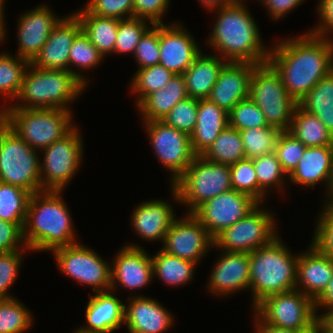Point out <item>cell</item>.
Masks as SVG:
<instances>
[{
  "instance_id": "1",
  "label": "cell",
  "mask_w": 333,
  "mask_h": 333,
  "mask_svg": "<svg viewBox=\"0 0 333 333\" xmlns=\"http://www.w3.org/2000/svg\"><path fill=\"white\" fill-rule=\"evenodd\" d=\"M268 62L280 74L287 93L299 102L333 71V40L310 31L282 38L270 47Z\"/></svg>"
},
{
  "instance_id": "2",
  "label": "cell",
  "mask_w": 333,
  "mask_h": 333,
  "mask_svg": "<svg viewBox=\"0 0 333 333\" xmlns=\"http://www.w3.org/2000/svg\"><path fill=\"white\" fill-rule=\"evenodd\" d=\"M244 3L214 9L217 18L207 45L227 62L267 63L270 49L264 45L259 26Z\"/></svg>"
},
{
  "instance_id": "3",
  "label": "cell",
  "mask_w": 333,
  "mask_h": 333,
  "mask_svg": "<svg viewBox=\"0 0 333 333\" xmlns=\"http://www.w3.org/2000/svg\"><path fill=\"white\" fill-rule=\"evenodd\" d=\"M62 192L43 190L31 194L23 228L24 242L31 252H52L79 242Z\"/></svg>"
},
{
  "instance_id": "4",
  "label": "cell",
  "mask_w": 333,
  "mask_h": 333,
  "mask_svg": "<svg viewBox=\"0 0 333 333\" xmlns=\"http://www.w3.org/2000/svg\"><path fill=\"white\" fill-rule=\"evenodd\" d=\"M253 308L266 297L295 290L298 255L280 237L249 253Z\"/></svg>"
},
{
  "instance_id": "5",
  "label": "cell",
  "mask_w": 333,
  "mask_h": 333,
  "mask_svg": "<svg viewBox=\"0 0 333 333\" xmlns=\"http://www.w3.org/2000/svg\"><path fill=\"white\" fill-rule=\"evenodd\" d=\"M85 88L68 70L42 69L30 63L25 71L20 93L15 99L20 102H11L10 105L13 108L72 111L70 104L80 97Z\"/></svg>"
},
{
  "instance_id": "6",
  "label": "cell",
  "mask_w": 333,
  "mask_h": 333,
  "mask_svg": "<svg viewBox=\"0 0 333 333\" xmlns=\"http://www.w3.org/2000/svg\"><path fill=\"white\" fill-rule=\"evenodd\" d=\"M3 107V108H2ZM0 107V117L22 140L37 151L63 139L76 125L72 111L64 109Z\"/></svg>"
},
{
  "instance_id": "7",
  "label": "cell",
  "mask_w": 333,
  "mask_h": 333,
  "mask_svg": "<svg viewBox=\"0 0 333 333\" xmlns=\"http://www.w3.org/2000/svg\"><path fill=\"white\" fill-rule=\"evenodd\" d=\"M176 203L188 213L217 195L232 190L229 165L214 163L196 155L187 170L170 187Z\"/></svg>"
},
{
  "instance_id": "8",
  "label": "cell",
  "mask_w": 333,
  "mask_h": 333,
  "mask_svg": "<svg viewBox=\"0 0 333 333\" xmlns=\"http://www.w3.org/2000/svg\"><path fill=\"white\" fill-rule=\"evenodd\" d=\"M0 117V181L41 191L40 155Z\"/></svg>"
},
{
  "instance_id": "9",
  "label": "cell",
  "mask_w": 333,
  "mask_h": 333,
  "mask_svg": "<svg viewBox=\"0 0 333 333\" xmlns=\"http://www.w3.org/2000/svg\"><path fill=\"white\" fill-rule=\"evenodd\" d=\"M249 98L264 114L268 126L288 131L298 103L287 93L280 74L269 63L257 65L250 79Z\"/></svg>"
},
{
  "instance_id": "10",
  "label": "cell",
  "mask_w": 333,
  "mask_h": 333,
  "mask_svg": "<svg viewBox=\"0 0 333 333\" xmlns=\"http://www.w3.org/2000/svg\"><path fill=\"white\" fill-rule=\"evenodd\" d=\"M254 325H273L305 332L313 328L318 317L315 302L299 290L273 294L254 308Z\"/></svg>"
},
{
  "instance_id": "11",
  "label": "cell",
  "mask_w": 333,
  "mask_h": 333,
  "mask_svg": "<svg viewBox=\"0 0 333 333\" xmlns=\"http://www.w3.org/2000/svg\"><path fill=\"white\" fill-rule=\"evenodd\" d=\"M83 140L77 126L63 139L42 150L40 159L41 191H63L83 162Z\"/></svg>"
},
{
  "instance_id": "12",
  "label": "cell",
  "mask_w": 333,
  "mask_h": 333,
  "mask_svg": "<svg viewBox=\"0 0 333 333\" xmlns=\"http://www.w3.org/2000/svg\"><path fill=\"white\" fill-rule=\"evenodd\" d=\"M260 206L263 204L259 203L243 219L219 233L213 247L220 251L250 253L269 245L279 231L273 212Z\"/></svg>"
},
{
  "instance_id": "13",
  "label": "cell",
  "mask_w": 333,
  "mask_h": 333,
  "mask_svg": "<svg viewBox=\"0 0 333 333\" xmlns=\"http://www.w3.org/2000/svg\"><path fill=\"white\" fill-rule=\"evenodd\" d=\"M51 253L62 274L91 286L93 293L111 290V263L93 249L76 243L54 249Z\"/></svg>"
},
{
  "instance_id": "14",
  "label": "cell",
  "mask_w": 333,
  "mask_h": 333,
  "mask_svg": "<svg viewBox=\"0 0 333 333\" xmlns=\"http://www.w3.org/2000/svg\"><path fill=\"white\" fill-rule=\"evenodd\" d=\"M158 161L171 173V185L187 170L196 156L190 135L168 126L161 120L143 122Z\"/></svg>"
},
{
  "instance_id": "15",
  "label": "cell",
  "mask_w": 333,
  "mask_h": 333,
  "mask_svg": "<svg viewBox=\"0 0 333 333\" xmlns=\"http://www.w3.org/2000/svg\"><path fill=\"white\" fill-rule=\"evenodd\" d=\"M258 204L250 195L232 189L211 198L192 214L214 239L225 228L243 219Z\"/></svg>"
},
{
  "instance_id": "16",
  "label": "cell",
  "mask_w": 333,
  "mask_h": 333,
  "mask_svg": "<svg viewBox=\"0 0 333 333\" xmlns=\"http://www.w3.org/2000/svg\"><path fill=\"white\" fill-rule=\"evenodd\" d=\"M214 239L192 213L175 218L165 235L162 250L198 264L212 249ZM205 254V255H204Z\"/></svg>"
},
{
  "instance_id": "17",
  "label": "cell",
  "mask_w": 333,
  "mask_h": 333,
  "mask_svg": "<svg viewBox=\"0 0 333 333\" xmlns=\"http://www.w3.org/2000/svg\"><path fill=\"white\" fill-rule=\"evenodd\" d=\"M111 263L113 292L118 286L131 291L143 289L152 283L153 278L155 279L152 258L140 245L127 243L122 246Z\"/></svg>"
},
{
  "instance_id": "18",
  "label": "cell",
  "mask_w": 333,
  "mask_h": 333,
  "mask_svg": "<svg viewBox=\"0 0 333 333\" xmlns=\"http://www.w3.org/2000/svg\"><path fill=\"white\" fill-rule=\"evenodd\" d=\"M181 23L159 24V64L182 75L201 53L192 34Z\"/></svg>"
},
{
  "instance_id": "19",
  "label": "cell",
  "mask_w": 333,
  "mask_h": 333,
  "mask_svg": "<svg viewBox=\"0 0 333 333\" xmlns=\"http://www.w3.org/2000/svg\"><path fill=\"white\" fill-rule=\"evenodd\" d=\"M18 18V52L15 55L31 63L40 53L53 28L63 17H57L55 11L53 12L48 5L39 4L32 10L25 11Z\"/></svg>"
},
{
  "instance_id": "20",
  "label": "cell",
  "mask_w": 333,
  "mask_h": 333,
  "mask_svg": "<svg viewBox=\"0 0 333 333\" xmlns=\"http://www.w3.org/2000/svg\"><path fill=\"white\" fill-rule=\"evenodd\" d=\"M211 270L208 290L215 296H228L250 285L249 253L221 251Z\"/></svg>"
},
{
  "instance_id": "21",
  "label": "cell",
  "mask_w": 333,
  "mask_h": 333,
  "mask_svg": "<svg viewBox=\"0 0 333 333\" xmlns=\"http://www.w3.org/2000/svg\"><path fill=\"white\" fill-rule=\"evenodd\" d=\"M82 31L76 15H66L53 28L40 53L31 62L37 68L68 70L69 52L75 37Z\"/></svg>"
},
{
  "instance_id": "22",
  "label": "cell",
  "mask_w": 333,
  "mask_h": 333,
  "mask_svg": "<svg viewBox=\"0 0 333 333\" xmlns=\"http://www.w3.org/2000/svg\"><path fill=\"white\" fill-rule=\"evenodd\" d=\"M257 64L227 62L219 72L209 100L229 113L249 97L250 79Z\"/></svg>"
},
{
  "instance_id": "23",
  "label": "cell",
  "mask_w": 333,
  "mask_h": 333,
  "mask_svg": "<svg viewBox=\"0 0 333 333\" xmlns=\"http://www.w3.org/2000/svg\"><path fill=\"white\" fill-rule=\"evenodd\" d=\"M127 299L124 324L129 333H164L175 322L172 313L151 297L135 295Z\"/></svg>"
},
{
  "instance_id": "24",
  "label": "cell",
  "mask_w": 333,
  "mask_h": 333,
  "mask_svg": "<svg viewBox=\"0 0 333 333\" xmlns=\"http://www.w3.org/2000/svg\"><path fill=\"white\" fill-rule=\"evenodd\" d=\"M307 249L298 254L295 289L315 302L333 277V259L322 254L313 244Z\"/></svg>"
},
{
  "instance_id": "25",
  "label": "cell",
  "mask_w": 333,
  "mask_h": 333,
  "mask_svg": "<svg viewBox=\"0 0 333 333\" xmlns=\"http://www.w3.org/2000/svg\"><path fill=\"white\" fill-rule=\"evenodd\" d=\"M172 205L162 199L139 203L130 217L133 231L145 241L163 243L166 233L177 217Z\"/></svg>"
},
{
  "instance_id": "26",
  "label": "cell",
  "mask_w": 333,
  "mask_h": 333,
  "mask_svg": "<svg viewBox=\"0 0 333 333\" xmlns=\"http://www.w3.org/2000/svg\"><path fill=\"white\" fill-rule=\"evenodd\" d=\"M124 312V302L113 291L95 292L86 306V325L78 329L85 333H112L124 324Z\"/></svg>"
},
{
  "instance_id": "27",
  "label": "cell",
  "mask_w": 333,
  "mask_h": 333,
  "mask_svg": "<svg viewBox=\"0 0 333 333\" xmlns=\"http://www.w3.org/2000/svg\"><path fill=\"white\" fill-rule=\"evenodd\" d=\"M333 176V146L306 147L288 181L305 187L325 183L328 192Z\"/></svg>"
},
{
  "instance_id": "28",
  "label": "cell",
  "mask_w": 333,
  "mask_h": 333,
  "mask_svg": "<svg viewBox=\"0 0 333 333\" xmlns=\"http://www.w3.org/2000/svg\"><path fill=\"white\" fill-rule=\"evenodd\" d=\"M228 113L209 99H199L197 123L190 135L191 147L195 155H203L229 125Z\"/></svg>"
},
{
  "instance_id": "29",
  "label": "cell",
  "mask_w": 333,
  "mask_h": 333,
  "mask_svg": "<svg viewBox=\"0 0 333 333\" xmlns=\"http://www.w3.org/2000/svg\"><path fill=\"white\" fill-rule=\"evenodd\" d=\"M226 63L227 61L216 53L209 55L201 52L182 74L188 97L208 99L219 72Z\"/></svg>"
},
{
  "instance_id": "30",
  "label": "cell",
  "mask_w": 333,
  "mask_h": 333,
  "mask_svg": "<svg viewBox=\"0 0 333 333\" xmlns=\"http://www.w3.org/2000/svg\"><path fill=\"white\" fill-rule=\"evenodd\" d=\"M187 97L183 75L174 74L163 88L144 97L136 106L143 122L162 120L175 104Z\"/></svg>"
},
{
  "instance_id": "31",
  "label": "cell",
  "mask_w": 333,
  "mask_h": 333,
  "mask_svg": "<svg viewBox=\"0 0 333 333\" xmlns=\"http://www.w3.org/2000/svg\"><path fill=\"white\" fill-rule=\"evenodd\" d=\"M76 16L83 32L103 57L114 54L119 19L99 17L87 11L77 13Z\"/></svg>"
},
{
  "instance_id": "32",
  "label": "cell",
  "mask_w": 333,
  "mask_h": 333,
  "mask_svg": "<svg viewBox=\"0 0 333 333\" xmlns=\"http://www.w3.org/2000/svg\"><path fill=\"white\" fill-rule=\"evenodd\" d=\"M297 103L302 110L315 115L333 135V71Z\"/></svg>"
},
{
  "instance_id": "33",
  "label": "cell",
  "mask_w": 333,
  "mask_h": 333,
  "mask_svg": "<svg viewBox=\"0 0 333 333\" xmlns=\"http://www.w3.org/2000/svg\"><path fill=\"white\" fill-rule=\"evenodd\" d=\"M153 276L169 286H183L193 280L197 264L170 255L161 248L151 255Z\"/></svg>"
},
{
  "instance_id": "34",
  "label": "cell",
  "mask_w": 333,
  "mask_h": 333,
  "mask_svg": "<svg viewBox=\"0 0 333 333\" xmlns=\"http://www.w3.org/2000/svg\"><path fill=\"white\" fill-rule=\"evenodd\" d=\"M306 147L333 146V135L313 114L296 106L288 130Z\"/></svg>"
},
{
  "instance_id": "35",
  "label": "cell",
  "mask_w": 333,
  "mask_h": 333,
  "mask_svg": "<svg viewBox=\"0 0 333 333\" xmlns=\"http://www.w3.org/2000/svg\"><path fill=\"white\" fill-rule=\"evenodd\" d=\"M202 156L211 162L229 166L244 159L240 132L228 125Z\"/></svg>"
},
{
  "instance_id": "36",
  "label": "cell",
  "mask_w": 333,
  "mask_h": 333,
  "mask_svg": "<svg viewBox=\"0 0 333 333\" xmlns=\"http://www.w3.org/2000/svg\"><path fill=\"white\" fill-rule=\"evenodd\" d=\"M103 59V55L90 42L89 37L82 30L75 37V40L70 48L69 72L76 76L77 79L80 80V82H82L86 87H88V82L90 81L86 78L87 76L84 77V75L81 74L82 71L95 69L93 67L100 65Z\"/></svg>"
},
{
  "instance_id": "37",
  "label": "cell",
  "mask_w": 333,
  "mask_h": 333,
  "mask_svg": "<svg viewBox=\"0 0 333 333\" xmlns=\"http://www.w3.org/2000/svg\"><path fill=\"white\" fill-rule=\"evenodd\" d=\"M30 62L20 58L17 55L13 56L10 53H0V95L6 101H14L20 93L22 81L26 69Z\"/></svg>"
},
{
  "instance_id": "38",
  "label": "cell",
  "mask_w": 333,
  "mask_h": 333,
  "mask_svg": "<svg viewBox=\"0 0 333 333\" xmlns=\"http://www.w3.org/2000/svg\"><path fill=\"white\" fill-rule=\"evenodd\" d=\"M30 196L24 188L0 181V219L25 223Z\"/></svg>"
},
{
  "instance_id": "39",
  "label": "cell",
  "mask_w": 333,
  "mask_h": 333,
  "mask_svg": "<svg viewBox=\"0 0 333 333\" xmlns=\"http://www.w3.org/2000/svg\"><path fill=\"white\" fill-rule=\"evenodd\" d=\"M174 74L161 64L137 69L130 82V93L136 94L137 105L150 93L163 88Z\"/></svg>"
},
{
  "instance_id": "40",
  "label": "cell",
  "mask_w": 333,
  "mask_h": 333,
  "mask_svg": "<svg viewBox=\"0 0 333 333\" xmlns=\"http://www.w3.org/2000/svg\"><path fill=\"white\" fill-rule=\"evenodd\" d=\"M245 151V158H256L275 151L280 133L272 126L248 128L239 131Z\"/></svg>"
},
{
  "instance_id": "41",
  "label": "cell",
  "mask_w": 333,
  "mask_h": 333,
  "mask_svg": "<svg viewBox=\"0 0 333 333\" xmlns=\"http://www.w3.org/2000/svg\"><path fill=\"white\" fill-rule=\"evenodd\" d=\"M33 316L17 298L0 300V333H24L32 328Z\"/></svg>"
},
{
  "instance_id": "42",
  "label": "cell",
  "mask_w": 333,
  "mask_h": 333,
  "mask_svg": "<svg viewBox=\"0 0 333 333\" xmlns=\"http://www.w3.org/2000/svg\"><path fill=\"white\" fill-rule=\"evenodd\" d=\"M231 185L235 191L250 195L258 203L264 204L266 194L259 188L253 160L244 158L229 166Z\"/></svg>"
},
{
  "instance_id": "43",
  "label": "cell",
  "mask_w": 333,
  "mask_h": 333,
  "mask_svg": "<svg viewBox=\"0 0 333 333\" xmlns=\"http://www.w3.org/2000/svg\"><path fill=\"white\" fill-rule=\"evenodd\" d=\"M252 160L257 173L259 188L266 195L269 190H272L271 188H275V191L281 193V190L285 187V180H288V176L283 171L275 152L253 158Z\"/></svg>"
},
{
  "instance_id": "44",
  "label": "cell",
  "mask_w": 333,
  "mask_h": 333,
  "mask_svg": "<svg viewBox=\"0 0 333 333\" xmlns=\"http://www.w3.org/2000/svg\"><path fill=\"white\" fill-rule=\"evenodd\" d=\"M152 25L150 21L136 17L119 20L114 53L134 55L141 37Z\"/></svg>"
},
{
  "instance_id": "45",
  "label": "cell",
  "mask_w": 333,
  "mask_h": 333,
  "mask_svg": "<svg viewBox=\"0 0 333 333\" xmlns=\"http://www.w3.org/2000/svg\"><path fill=\"white\" fill-rule=\"evenodd\" d=\"M197 109L198 99L187 97L175 104L161 121L168 126L191 135L197 123Z\"/></svg>"
},
{
  "instance_id": "46",
  "label": "cell",
  "mask_w": 333,
  "mask_h": 333,
  "mask_svg": "<svg viewBox=\"0 0 333 333\" xmlns=\"http://www.w3.org/2000/svg\"><path fill=\"white\" fill-rule=\"evenodd\" d=\"M228 115L229 126L238 131L268 126L264 114L249 97L238 102Z\"/></svg>"
},
{
  "instance_id": "47",
  "label": "cell",
  "mask_w": 333,
  "mask_h": 333,
  "mask_svg": "<svg viewBox=\"0 0 333 333\" xmlns=\"http://www.w3.org/2000/svg\"><path fill=\"white\" fill-rule=\"evenodd\" d=\"M305 149L306 146L289 131L280 133L274 152L287 176L297 167Z\"/></svg>"
},
{
  "instance_id": "48",
  "label": "cell",
  "mask_w": 333,
  "mask_h": 333,
  "mask_svg": "<svg viewBox=\"0 0 333 333\" xmlns=\"http://www.w3.org/2000/svg\"><path fill=\"white\" fill-rule=\"evenodd\" d=\"M317 216L314 237L310 244L333 259V206L324 205Z\"/></svg>"
},
{
  "instance_id": "49",
  "label": "cell",
  "mask_w": 333,
  "mask_h": 333,
  "mask_svg": "<svg viewBox=\"0 0 333 333\" xmlns=\"http://www.w3.org/2000/svg\"><path fill=\"white\" fill-rule=\"evenodd\" d=\"M26 250H15L0 253V300L13 299L8 290L18 277V272L24 261L23 253Z\"/></svg>"
},
{
  "instance_id": "50",
  "label": "cell",
  "mask_w": 333,
  "mask_h": 333,
  "mask_svg": "<svg viewBox=\"0 0 333 333\" xmlns=\"http://www.w3.org/2000/svg\"><path fill=\"white\" fill-rule=\"evenodd\" d=\"M133 57L136 59L138 69L159 64V24L152 25L141 37Z\"/></svg>"
},
{
  "instance_id": "51",
  "label": "cell",
  "mask_w": 333,
  "mask_h": 333,
  "mask_svg": "<svg viewBox=\"0 0 333 333\" xmlns=\"http://www.w3.org/2000/svg\"><path fill=\"white\" fill-rule=\"evenodd\" d=\"M134 0H96L86 11L99 17L127 19L133 17Z\"/></svg>"
},
{
  "instance_id": "52",
  "label": "cell",
  "mask_w": 333,
  "mask_h": 333,
  "mask_svg": "<svg viewBox=\"0 0 333 333\" xmlns=\"http://www.w3.org/2000/svg\"><path fill=\"white\" fill-rule=\"evenodd\" d=\"M25 223H12L0 219V253L28 250L23 238Z\"/></svg>"
},
{
  "instance_id": "53",
  "label": "cell",
  "mask_w": 333,
  "mask_h": 333,
  "mask_svg": "<svg viewBox=\"0 0 333 333\" xmlns=\"http://www.w3.org/2000/svg\"><path fill=\"white\" fill-rule=\"evenodd\" d=\"M171 0H134L133 17L150 21L153 25L163 24Z\"/></svg>"
},
{
  "instance_id": "54",
  "label": "cell",
  "mask_w": 333,
  "mask_h": 333,
  "mask_svg": "<svg viewBox=\"0 0 333 333\" xmlns=\"http://www.w3.org/2000/svg\"><path fill=\"white\" fill-rule=\"evenodd\" d=\"M316 12L321 23L319 25L316 24L309 31L333 40V37H329V34L330 36L333 34V0H320L317 4Z\"/></svg>"
},
{
  "instance_id": "55",
  "label": "cell",
  "mask_w": 333,
  "mask_h": 333,
  "mask_svg": "<svg viewBox=\"0 0 333 333\" xmlns=\"http://www.w3.org/2000/svg\"><path fill=\"white\" fill-rule=\"evenodd\" d=\"M263 3L264 7L268 10L270 19L279 20L285 17L290 11L301 5L304 0H258Z\"/></svg>"
},
{
  "instance_id": "56",
  "label": "cell",
  "mask_w": 333,
  "mask_h": 333,
  "mask_svg": "<svg viewBox=\"0 0 333 333\" xmlns=\"http://www.w3.org/2000/svg\"><path fill=\"white\" fill-rule=\"evenodd\" d=\"M320 308H324L323 312L325 313L328 310L333 309V277L329 281L327 288L323 291V293L319 296V298L315 301V312L318 317V312Z\"/></svg>"
},
{
  "instance_id": "57",
  "label": "cell",
  "mask_w": 333,
  "mask_h": 333,
  "mask_svg": "<svg viewBox=\"0 0 333 333\" xmlns=\"http://www.w3.org/2000/svg\"><path fill=\"white\" fill-rule=\"evenodd\" d=\"M201 2V5L204 6L210 12H213L214 9H218L224 6L232 5L234 3L243 1V0H198Z\"/></svg>"
},
{
  "instance_id": "58",
  "label": "cell",
  "mask_w": 333,
  "mask_h": 333,
  "mask_svg": "<svg viewBox=\"0 0 333 333\" xmlns=\"http://www.w3.org/2000/svg\"><path fill=\"white\" fill-rule=\"evenodd\" d=\"M254 333H302L292 329L279 328L273 325H255Z\"/></svg>"
},
{
  "instance_id": "59",
  "label": "cell",
  "mask_w": 333,
  "mask_h": 333,
  "mask_svg": "<svg viewBox=\"0 0 333 333\" xmlns=\"http://www.w3.org/2000/svg\"><path fill=\"white\" fill-rule=\"evenodd\" d=\"M318 319L329 331L333 332V309L318 315Z\"/></svg>"
},
{
  "instance_id": "60",
  "label": "cell",
  "mask_w": 333,
  "mask_h": 333,
  "mask_svg": "<svg viewBox=\"0 0 333 333\" xmlns=\"http://www.w3.org/2000/svg\"><path fill=\"white\" fill-rule=\"evenodd\" d=\"M4 9L0 6V43H2L3 41H5L6 38V23H5V15H4Z\"/></svg>"
},
{
  "instance_id": "61",
  "label": "cell",
  "mask_w": 333,
  "mask_h": 333,
  "mask_svg": "<svg viewBox=\"0 0 333 333\" xmlns=\"http://www.w3.org/2000/svg\"><path fill=\"white\" fill-rule=\"evenodd\" d=\"M327 193L325 192V194L327 195L326 196L327 199L325 198V202L323 203V205L333 206V176H332L331 184H330V187H329V190Z\"/></svg>"
},
{
  "instance_id": "62",
  "label": "cell",
  "mask_w": 333,
  "mask_h": 333,
  "mask_svg": "<svg viewBox=\"0 0 333 333\" xmlns=\"http://www.w3.org/2000/svg\"><path fill=\"white\" fill-rule=\"evenodd\" d=\"M96 0H89L86 4H85V7L84 8H80V10H76L74 13L72 14H68V15H76L77 13H80V12H83V11H86L90 6H92V4L95 2Z\"/></svg>"
},
{
  "instance_id": "63",
  "label": "cell",
  "mask_w": 333,
  "mask_h": 333,
  "mask_svg": "<svg viewBox=\"0 0 333 333\" xmlns=\"http://www.w3.org/2000/svg\"><path fill=\"white\" fill-rule=\"evenodd\" d=\"M302 333H319V320L313 328H311L308 331L302 332Z\"/></svg>"
},
{
  "instance_id": "64",
  "label": "cell",
  "mask_w": 333,
  "mask_h": 333,
  "mask_svg": "<svg viewBox=\"0 0 333 333\" xmlns=\"http://www.w3.org/2000/svg\"><path fill=\"white\" fill-rule=\"evenodd\" d=\"M319 333H333L329 331L320 321H319Z\"/></svg>"
},
{
  "instance_id": "65",
  "label": "cell",
  "mask_w": 333,
  "mask_h": 333,
  "mask_svg": "<svg viewBox=\"0 0 333 333\" xmlns=\"http://www.w3.org/2000/svg\"><path fill=\"white\" fill-rule=\"evenodd\" d=\"M5 0H0V6L4 9V7H5Z\"/></svg>"
},
{
  "instance_id": "66",
  "label": "cell",
  "mask_w": 333,
  "mask_h": 333,
  "mask_svg": "<svg viewBox=\"0 0 333 333\" xmlns=\"http://www.w3.org/2000/svg\"><path fill=\"white\" fill-rule=\"evenodd\" d=\"M72 333H85V332H82V331H80L79 329H75V331L74 332H72Z\"/></svg>"
}]
</instances>
